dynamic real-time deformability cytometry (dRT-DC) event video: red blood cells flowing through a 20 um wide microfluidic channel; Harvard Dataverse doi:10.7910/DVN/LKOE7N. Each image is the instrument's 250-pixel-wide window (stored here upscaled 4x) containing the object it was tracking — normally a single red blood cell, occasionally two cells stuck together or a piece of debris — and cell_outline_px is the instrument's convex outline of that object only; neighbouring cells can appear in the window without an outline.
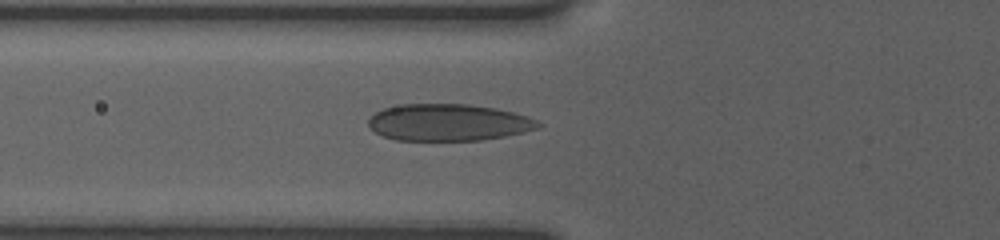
{"species": "human", "species_latin": "Homo sapiens", "temperature_condition": "room temperature", "stored_images_in_passage": 5, "camera_frame_rate_fps": 3000, "um_per_image_px": 0.085, "donor": {"sex": "female"}, "frame": {"image": 1, "passage_image": 2, "time_ms": 1.0, "image_size_px": [1000, 240], "cell_outline_px": [[540, 128], [524, 132], [484, 140], [396, 140], [384, 136], [368, 128], [368, 120], [376, 112], [384, 108], [404, 104], [468, 104], [496, 108], [528, 116], [536, 120], [540, 124]], "centroid_in_image_um": [38.12, 10.41], "position_along_channel_um": 87.7, "area_um2": 36.41}}
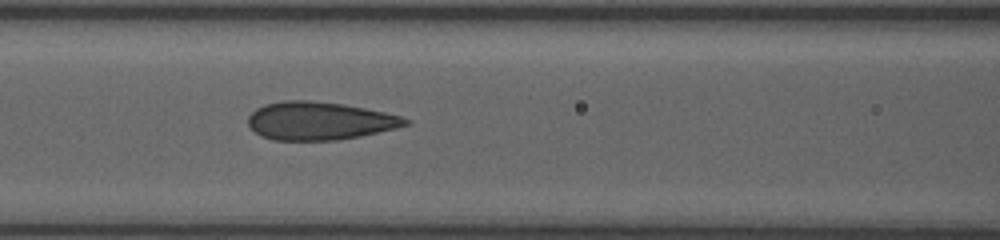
{"frame": {"image": 2, "passage_image": 4, "time_ms": 2.333, "image_size_px": [1000, 240], "cell_outline_px": [[412, 124], [396, 128], [360, 136], [336, 140], [272, 140], [260, 136], [248, 124], [248, 116], [256, 108], [264, 104], [284, 100], [308, 100], [344, 104], [404, 116], [412, 120]], "centroid_in_image_um": [27.18, 10.27], "position_along_channel_um": 139.4, "area_um2": 35.08}}